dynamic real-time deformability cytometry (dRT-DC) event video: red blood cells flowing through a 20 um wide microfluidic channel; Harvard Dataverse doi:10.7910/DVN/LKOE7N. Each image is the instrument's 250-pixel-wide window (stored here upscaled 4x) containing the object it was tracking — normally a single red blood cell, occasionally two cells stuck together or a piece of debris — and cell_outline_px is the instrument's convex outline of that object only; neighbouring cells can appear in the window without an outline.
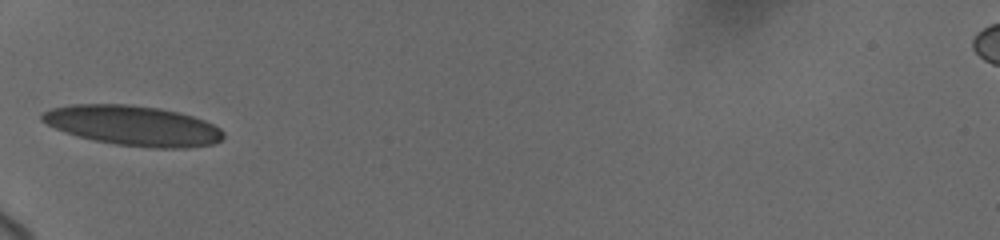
{"species": "human", "species_latin": "Homo sapiens", "temperature_condition": "cold", "stored_images_in_passage": 53, "camera_frame_rate_fps": 3000, "um_per_image_px": 0.085, "donor": {"sex": "female"}, "frame": {"image": 1, "passage_image": 1, "time_ms": 0.0, "image_size_px": [1000, 240], "cell_outline_px": [[224, 136], [220, 140], [212, 144], [188, 148], [156, 148], [116, 144], [96, 140], [64, 132], [40, 120], [40, 112], [52, 108], [72, 104], [128, 104], [160, 108], [180, 112], [204, 120], [220, 128], [224, 132]], "centroid_in_image_um": [11.31, 10.66], "position_along_channel_um": 73.7, "area_um2": 42.19}}
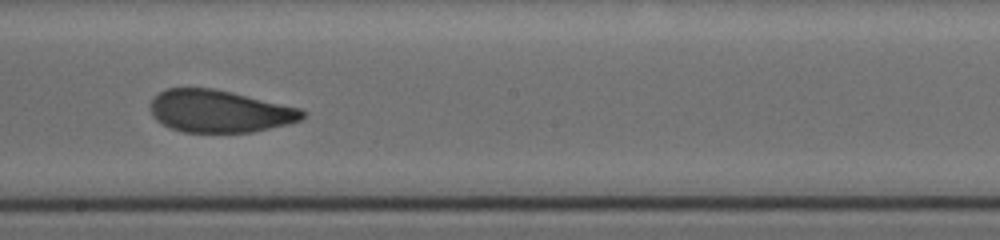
{"frame": {"image": 2, "passage_image": 18, "time_ms": 4.333, "image_size_px": [1000, 240], "cell_outline_px": [[308, 112], [300, 120], [288, 124], [252, 132], [184, 132], [172, 128], [156, 120], [152, 116], [152, 100], [160, 92], [168, 88], [212, 88], [232, 92], [300, 108]], "centroid_in_image_um": [18.69, 9.46], "position_along_channel_um": 229.5, "area_um2": 37.22}}
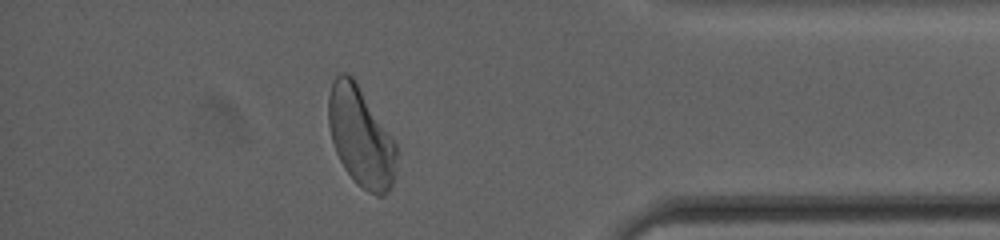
{"frame": {"image": 3, "passage_image": 44, "time_ms": 9.667, "image_size_px": [1000, 240], "cell_outline_px": [[396, 172], [392, 184], [384, 196], [376, 196], [368, 192], [356, 184], [344, 168], [336, 152], [332, 140], [328, 124], [328, 96], [332, 84], [336, 76], [340, 72], [348, 72], [352, 76], [396, 144]], "centroid_in_image_um": [30.65, 11.66], "position_along_channel_um": 404.6, "area_um2": 39.19}, "authors_computed_cell_mechanics": {"area_um2": 38.9572, "velocity_mm_per_s": 3.6631, "shape_relaxation_time_tau1_ms": 4.3592, "shape_relaxation_time_tau2_ms": 1.2173, "deformation_change_tau1": 0.1494, "deformation_change_tau2": 0.0635}}